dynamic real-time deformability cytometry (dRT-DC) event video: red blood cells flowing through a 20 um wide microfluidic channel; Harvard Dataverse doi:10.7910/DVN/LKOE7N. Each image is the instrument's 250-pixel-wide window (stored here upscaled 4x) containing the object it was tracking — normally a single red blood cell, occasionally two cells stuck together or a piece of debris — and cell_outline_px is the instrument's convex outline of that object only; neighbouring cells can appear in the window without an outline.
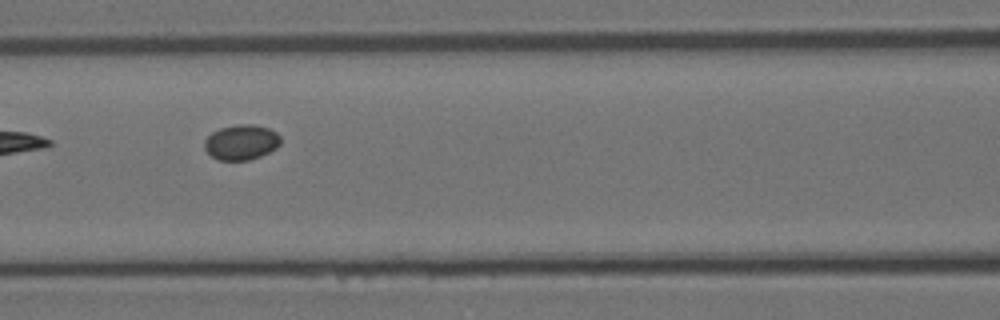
{"species": "Egyptian fruit bat (a non-hibernating species)", "species_latin": "Rousettus aegyptiacus", "temperature_condition": "room temperature", "stored_images_in_passage": 9, "segment_of_instrument_passage": [2, 2], "camera_frame_rate_fps": 3000, "um_per_image_px": 0.085, "animal": {"sex": "female"}, "frame": {"image": 1, "passage_image": 7, "time_ms": 2.0, "image_size_px": [1000, 320], "cell_outline_px": [[280, 144], [276, 148], [260, 156], [248, 160], [216, 160], [204, 148], [204, 140], [212, 132], [220, 128], [236, 124], [252, 124], [268, 128], [276, 132], [280, 136]], "centroid_in_image_um": [20.5, 12.08], "position_along_channel_um": 146.1, "area_um2": 15.61}}
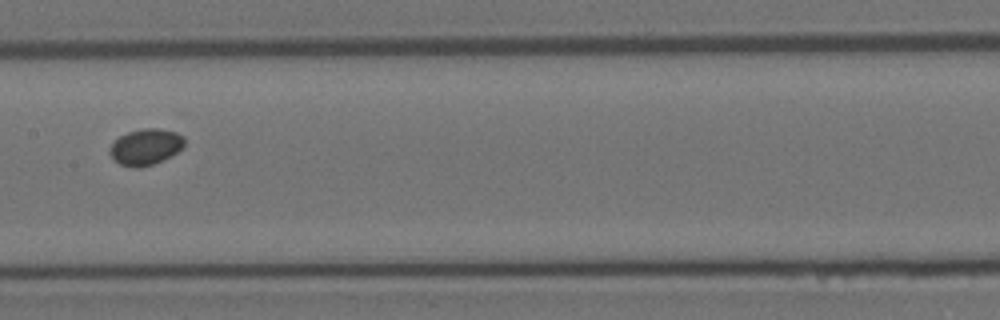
{"frame": {"image": 2, "passage_image": 8, "time_ms": 2.333, "image_size_px": [1000, 320], "cell_outline_px": [[184, 148], [172, 156], [152, 164], [136, 168], [132, 168], [120, 164], [112, 160], [108, 152], [112, 144], [120, 136], [128, 132], [144, 128], [160, 128], [176, 132], [184, 136]], "centroid_in_image_um": [12.39, 12.49], "position_along_channel_um": 195.0, "area_um2": 15.9}}
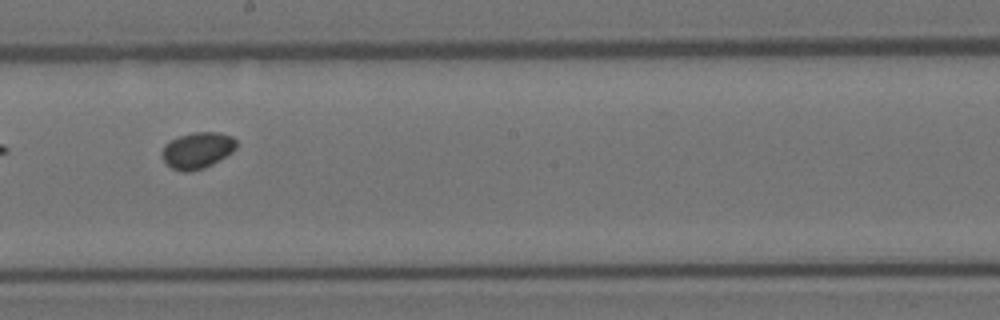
{"frame": {"image": 3, "passage_image": 9, "time_ms": 2.667, "image_size_px": [1000, 320], "cell_outline_px": [[236, 148], [232, 152], [212, 164], [204, 168], [188, 172], [184, 172], [172, 168], [164, 160], [160, 152], [164, 144], [180, 136], [192, 132], [216, 132], [232, 136], [236, 140]], "centroid_in_image_um": [16.77, 12.77], "position_along_channel_um": 231.4, "area_um2": 15.66}}